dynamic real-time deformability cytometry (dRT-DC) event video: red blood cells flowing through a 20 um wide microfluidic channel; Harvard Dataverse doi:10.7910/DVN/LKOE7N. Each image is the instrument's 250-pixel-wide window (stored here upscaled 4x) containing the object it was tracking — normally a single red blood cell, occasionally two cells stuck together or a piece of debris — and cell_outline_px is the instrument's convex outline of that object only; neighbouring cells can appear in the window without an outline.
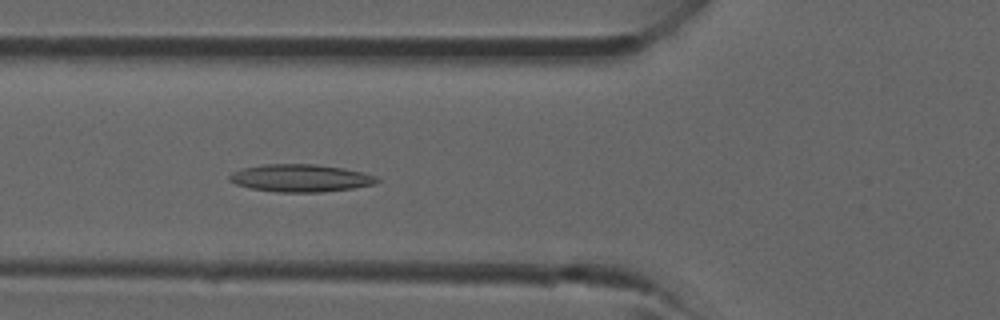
{"species": "common noctule bat (a hibernating species)", "species_latin": "Nyctalus noctula", "temperature_condition": "room temperature", "stored_images_in_passage": 27, "camera_frame_rate_fps": 3000, "um_per_image_px": 0.085, "animal": {"sex": "male", "forearm_length_mm": 52.5}, "frame": {"image": 1, "passage_image": 8, "time_ms": 2.333, "image_size_px": [1000, 320], "cell_outline_px": [[380, 180], [376, 184], [352, 188], [320, 192], [276, 192], [248, 188], [236, 184], [228, 180], [228, 176], [232, 172], [244, 168], [264, 164], [316, 164], [364, 172], [376, 176]], "centroid_in_image_um": [25.53, 15.14], "position_along_channel_um": 100.3, "area_um2": 23.7}}
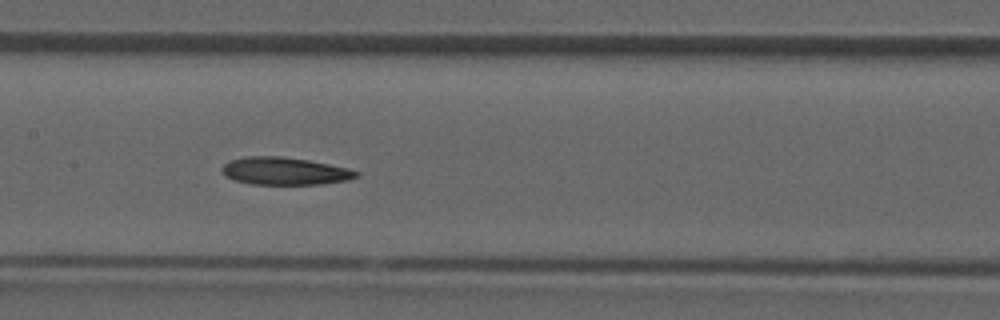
{"frame": {"image": 2, "passage_image": 13, "time_ms": 4.0, "image_size_px": [1000, 320], "cell_outline_px": [[360, 176], [348, 180], [320, 184], [252, 184], [236, 180], [224, 176], [220, 168], [228, 160], [244, 156], [280, 156], [308, 160], [348, 168], [360, 172]], "centroid_in_image_um": [24.18, 14.53], "position_along_channel_um": 183.2, "area_um2": 21.68}}
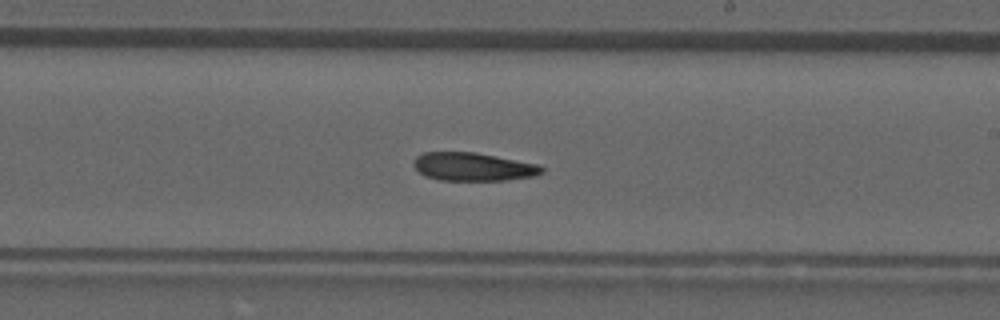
{"frame": {"image": 3, "passage_image": 17, "time_ms": 5.333, "image_size_px": [1000, 320], "cell_outline_px": [[544, 172], [536, 176], [508, 180], [440, 180], [424, 176], [412, 164], [412, 160], [416, 156], [424, 152], [476, 152], [536, 164], [544, 168]], "centroid_in_image_um": [40.2, 14.17], "position_along_channel_um": 248.8, "area_um2": 21.15}}